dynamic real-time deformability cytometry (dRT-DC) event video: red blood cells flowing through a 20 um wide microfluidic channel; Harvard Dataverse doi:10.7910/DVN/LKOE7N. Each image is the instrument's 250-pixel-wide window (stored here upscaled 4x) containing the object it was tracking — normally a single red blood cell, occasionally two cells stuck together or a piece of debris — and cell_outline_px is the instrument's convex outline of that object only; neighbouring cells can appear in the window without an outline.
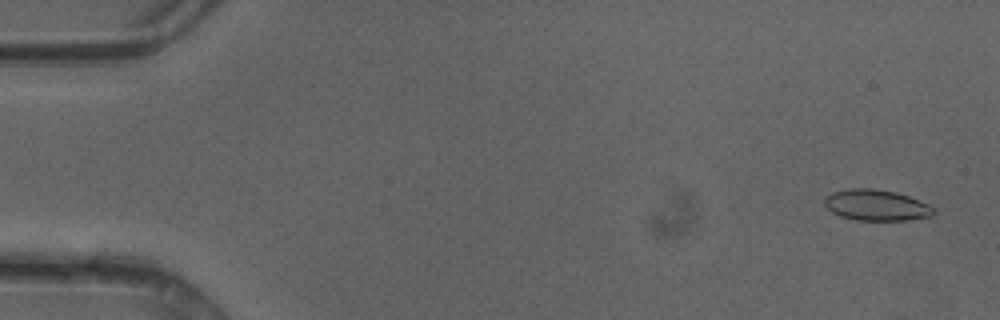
{"species": "common noctule bat (a hibernating species)", "species_latin": "Nyctalus noctula", "temperature_condition": "cold", "stored_images_in_passage": 48, "camera_frame_rate_fps": 3000, "um_per_image_px": 0.085, "animal": {"sex": "female"}, "frame": {"image": 1, "passage_image": 2, "time_ms": 0.333, "image_size_px": [1000, 320], "cell_outline_px": [[936, 212], [932, 216], [908, 220], [856, 220], [840, 216], [832, 212], [824, 204], [824, 196], [832, 192], [848, 188], [872, 188], [896, 192], [908, 196], [928, 204]], "centroid_in_image_um": [74.46, 17.43], "position_along_channel_um": 10.5, "area_um2": 19.77}}
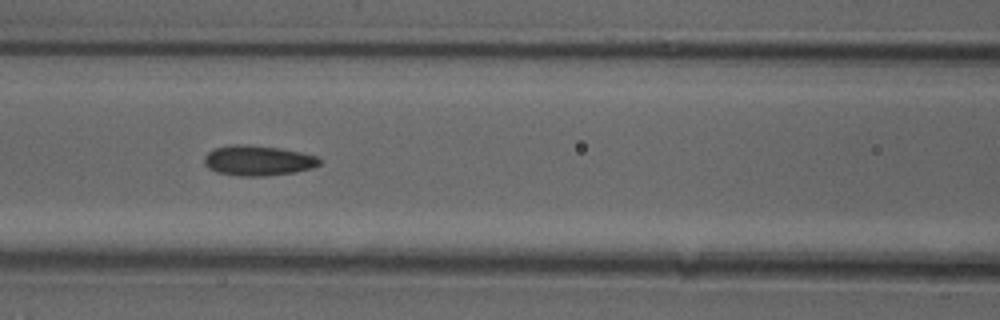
{"frame": {"image": 2, "passage_image": 21, "time_ms": 6.667, "image_size_px": [1000, 320], "cell_outline_px": [[320, 164], [312, 168], [296, 172], [264, 176], [240, 176], [216, 172], [208, 168], [204, 164], [204, 156], [208, 152], [216, 148], [228, 144], [244, 144], [280, 148], [320, 156]], "centroid_in_image_um": [21.93, 13.64], "position_along_channel_um": 144.7, "area_um2": 20.46}}
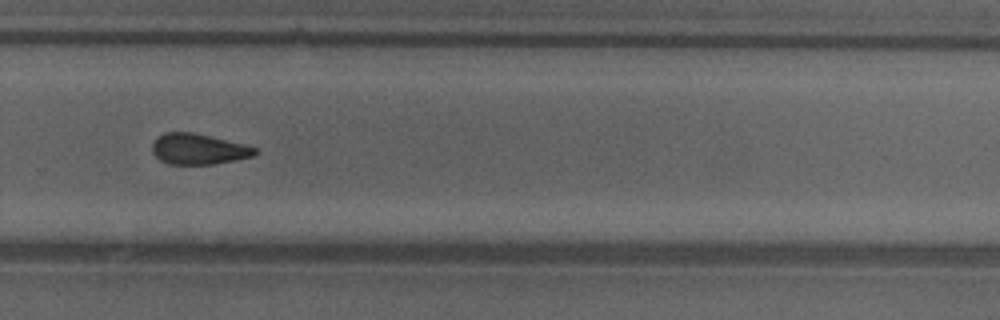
{"frame": {"image": 3, "passage_image": 33, "time_ms": 10.667, "image_size_px": [1000, 320], "cell_outline_px": [[260, 152], [256, 156], [236, 160], [212, 164], [168, 164], [160, 160], [152, 152], [152, 144], [156, 136], [164, 132], [192, 132], [244, 144], [256, 148]], "centroid_in_image_um": [16.87, 12.67], "position_along_channel_um": 312.9, "area_um2": 18.55}, "authors_computed_cell_mechanics": {"area_um2": 19.4208, "velocity_mm_per_s": 4.2323, "shape_relaxation_time_tau1_ms": 10.2632, "shape_relaxation_time_tau2_ms": 3.2704, "deformation_change_tau1": 0.1673, "deformation_change_tau2": 0.1143}}